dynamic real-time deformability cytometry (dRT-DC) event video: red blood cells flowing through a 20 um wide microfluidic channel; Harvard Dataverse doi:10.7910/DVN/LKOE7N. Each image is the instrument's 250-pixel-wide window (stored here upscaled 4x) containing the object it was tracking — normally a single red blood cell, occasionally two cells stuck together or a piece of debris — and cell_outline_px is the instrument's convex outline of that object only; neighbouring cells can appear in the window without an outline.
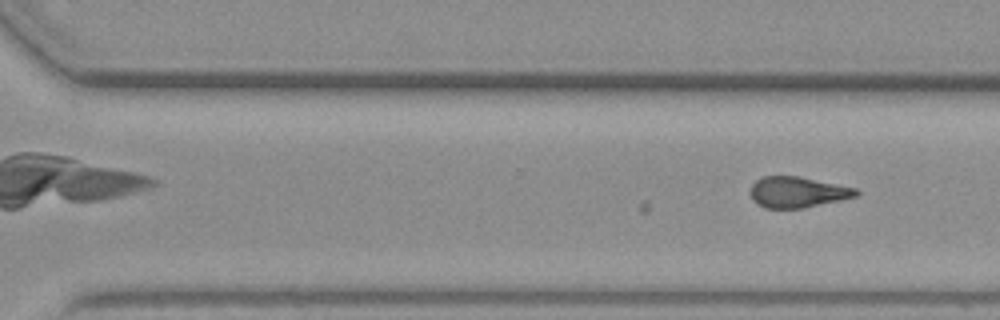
{"species": "common noctule bat (a hibernating species)", "species_latin": "Nyctalus noctula", "temperature_condition": "warm", "stored_images_in_passage": 31, "camera_frame_rate_fps": 3000, "um_per_image_px": 0.085, "animal": {"sex": "female", "body_mass_g": 19.3, "forearm_length_mm": 54.1}, "frame": {"image": 1, "passage_image": 31, "time_ms": 10.0, "image_size_px": [1000, 320], "cell_outline_px": [[860, 192], [856, 196], [840, 200], [804, 208], [764, 208], [756, 204], [752, 200], [752, 184], [756, 180], [764, 176], [796, 176], [856, 188]], "centroid_in_image_um": [67.77, 16.34], "position_along_channel_um": 302.8, "area_um2": 18.79}}